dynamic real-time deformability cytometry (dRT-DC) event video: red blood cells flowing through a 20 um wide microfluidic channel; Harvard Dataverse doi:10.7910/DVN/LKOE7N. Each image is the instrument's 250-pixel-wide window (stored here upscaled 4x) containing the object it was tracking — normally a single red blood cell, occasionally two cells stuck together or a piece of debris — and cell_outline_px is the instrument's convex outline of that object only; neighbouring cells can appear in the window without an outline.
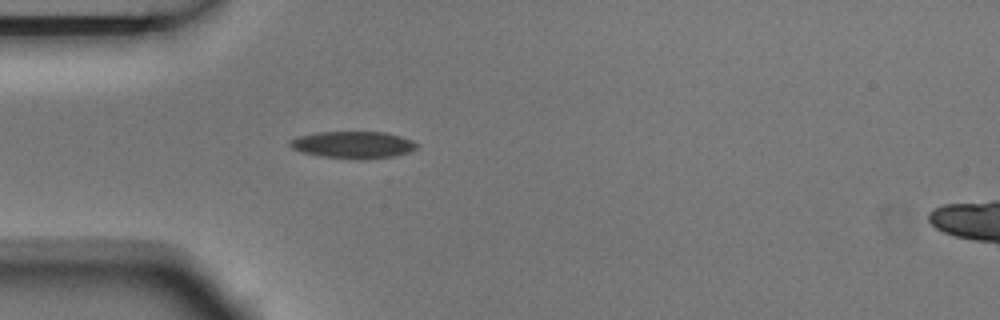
{"species": "Egyptian fruit bat (a non-hibernating species)", "species_latin": "Rousettus aegyptiacus", "temperature_condition": "room temperature", "stored_images_in_passage": 1, "camera_frame_rate_fps": 3000, "um_per_image_px": 0.085, "animal": {"sex": "male"}, "frame": {"image": 1, "passage_image": 1, "time_ms": 0.0, "image_size_px": [1000, 320], "cell_outline_px": [[420, 144], [416, 148], [408, 152], [392, 156], [320, 156], [300, 152], [292, 148], [288, 144], [288, 140], [296, 136], [316, 132], [384, 132], [400, 136], [412, 140]], "centroid_in_image_um": [29.94, 12.25], "position_along_channel_um": 55.1, "area_um2": 19.13}}